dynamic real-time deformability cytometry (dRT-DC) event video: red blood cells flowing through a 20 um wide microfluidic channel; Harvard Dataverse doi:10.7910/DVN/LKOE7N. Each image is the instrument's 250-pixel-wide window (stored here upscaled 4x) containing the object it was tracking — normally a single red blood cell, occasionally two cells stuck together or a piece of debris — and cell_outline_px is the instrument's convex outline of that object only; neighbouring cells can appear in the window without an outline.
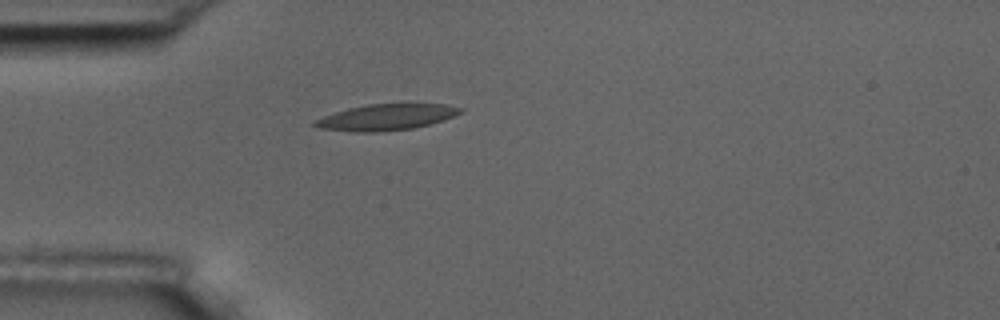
{"species": "common noctule bat (a hibernating species)", "species_latin": "Nyctalus noctula", "temperature_condition": "room temperature", "stored_images_in_passage": 1, "camera_frame_rate_fps": 3000, "um_per_image_px": 0.085, "animal": {"sex": "male", "body_mass_g": 17.5, "forearm_length_mm": 52.3}, "frame": {"image": 1, "passage_image": 1, "time_ms": 0.0, "image_size_px": [1000, 320], "cell_outline_px": [[464, 108], [460, 112], [444, 120], [412, 128], [376, 132], [352, 132], [320, 128], [312, 124], [312, 120], [348, 108], [368, 104], [404, 100], [444, 104]], "centroid_in_image_um": [32.86, 9.9], "position_along_channel_um": 52.1, "area_um2": 23.0}}